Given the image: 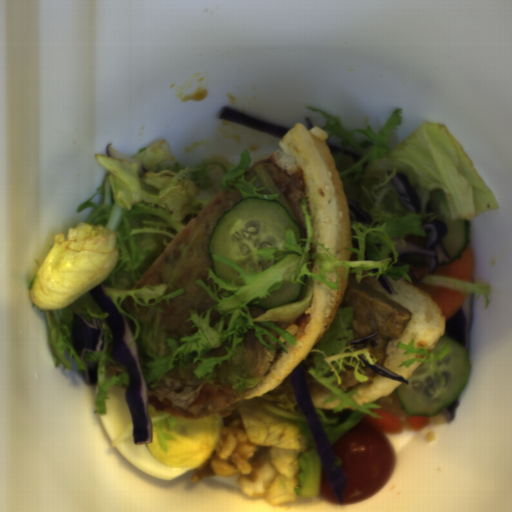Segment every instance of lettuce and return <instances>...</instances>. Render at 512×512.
<instances>
[{
  "instance_id": "lettuce-1",
  "label": "lettuce",
  "mask_w": 512,
  "mask_h": 512,
  "mask_svg": "<svg viewBox=\"0 0 512 512\" xmlns=\"http://www.w3.org/2000/svg\"><path fill=\"white\" fill-rule=\"evenodd\" d=\"M257 176V177H256ZM253 177H256V179L253 182V186L255 188L259 187H265L263 191H256L259 194L263 195H277L279 194L276 201L280 202L282 205H284L290 215V217L294 220V222L298 225V219L290 206V204L287 202V200L284 198V196L279 191L276 183L274 182L265 162H260L256 166H253L249 170H246L244 172V180L251 181Z\"/></svg>"
}]
</instances>
